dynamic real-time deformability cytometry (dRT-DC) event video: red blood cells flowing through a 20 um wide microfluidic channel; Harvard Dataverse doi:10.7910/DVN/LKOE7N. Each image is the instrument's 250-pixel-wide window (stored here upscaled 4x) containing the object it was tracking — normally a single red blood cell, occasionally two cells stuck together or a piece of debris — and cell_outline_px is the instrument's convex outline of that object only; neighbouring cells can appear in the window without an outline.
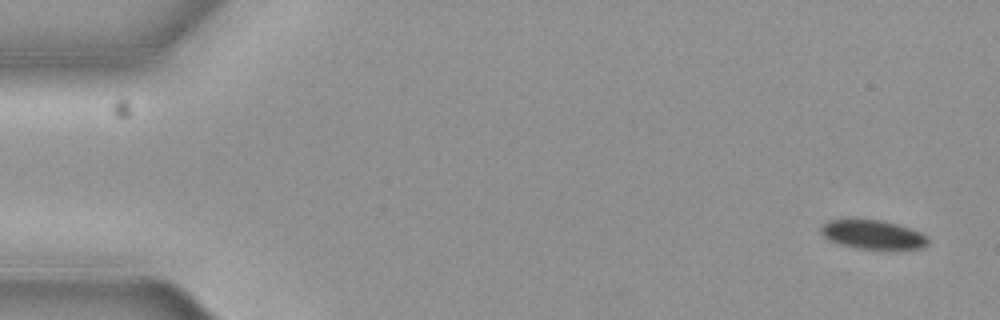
{"species": "common noctule bat (a hibernating species)", "species_latin": "Nyctalus noctula", "temperature_condition": "cold", "stored_images_in_passage": 5, "camera_frame_rate_fps": 3000, "um_per_image_px": 0.085, "animal": {"sex": "female", "body_mass_g": 19.3, "forearm_length_mm": 54.1}, "frame": {"image": 1, "passage_image": 1, "time_ms": 0.0, "image_size_px": [1000, 320], "cell_outline_px": [[928, 244], [920, 248], [856, 248], [840, 244], [828, 240], [820, 232], [820, 228], [828, 220], [852, 216], [884, 220], [912, 228], [928, 236]], "centroid_in_image_um": [74.13, 19.87], "position_along_channel_um": 10.9, "area_um2": 18.67}}
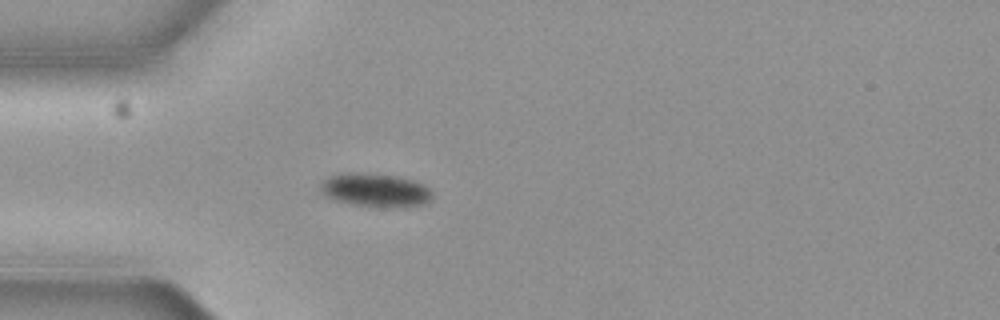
{"frame": {"image": 2, "passage_image": 5, "time_ms": 1.333, "image_size_px": [1000, 320], "cell_outline_px": [[432, 196], [424, 204], [352, 204], [336, 200], [324, 196], [320, 188], [320, 184], [324, 180], [332, 176], [348, 172], [352, 172], [396, 176], [412, 180], [424, 184], [432, 192]], "centroid_in_image_um": [31.84, 16.1], "position_along_channel_um": 53.2, "area_um2": 20.58}}